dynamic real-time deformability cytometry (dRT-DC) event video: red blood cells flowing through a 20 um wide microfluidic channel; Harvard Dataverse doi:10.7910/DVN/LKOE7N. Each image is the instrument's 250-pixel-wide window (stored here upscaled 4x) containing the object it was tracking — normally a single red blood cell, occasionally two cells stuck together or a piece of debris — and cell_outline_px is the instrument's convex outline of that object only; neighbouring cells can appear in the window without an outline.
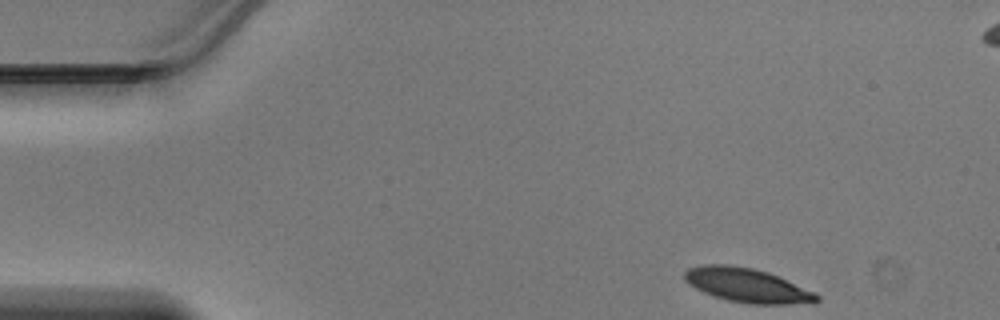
{"species": "Egyptian fruit bat (a non-hibernating species)", "species_latin": "Rousettus aegyptiacus", "temperature_condition": "warm", "stored_images_in_passage": 38, "camera_frame_rate_fps": 3000, "um_per_image_px": 0.085, "animal": {"sex": "male"}, "frame": {"image": 1, "passage_image": 1, "time_ms": 0.0, "image_size_px": [1000, 320], "cell_outline_px": [[820, 300], [816, 304], [748, 304], [728, 300], [704, 292], [688, 284], [684, 280], [684, 272], [688, 268], [704, 264], [728, 264], [752, 268], [768, 272], [816, 292], [820, 296]], "centroid_in_image_um": [63.56, 24.26], "position_along_channel_um": 21.4, "area_um2": 26.53}}
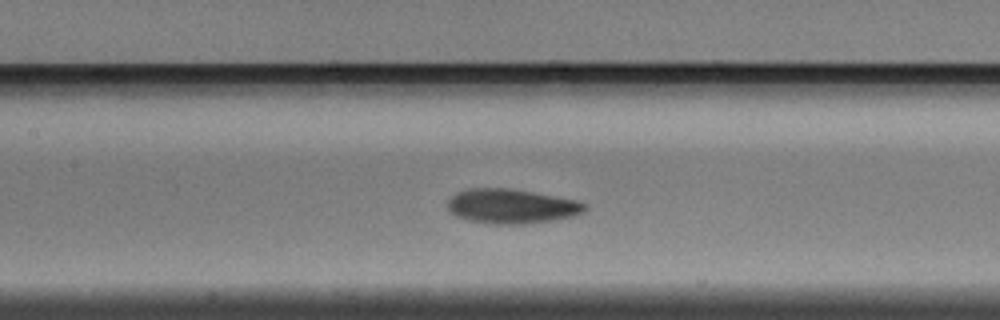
{"frame": {"image": 2, "passage_image": 17, "time_ms": 5.333, "image_size_px": [1000, 320], "cell_outline_px": [[588, 208], [584, 212], [572, 216], [532, 224], [488, 224], [468, 220], [456, 216], [448, 208], [448, 200], [456, 192], [468, 188], [512, 188], [580, 200], [588, 204]], "centroid_in_image_um": [43.52, 17.53], "position_along_channel_um": 163.9, "area_um2": 28.09}}
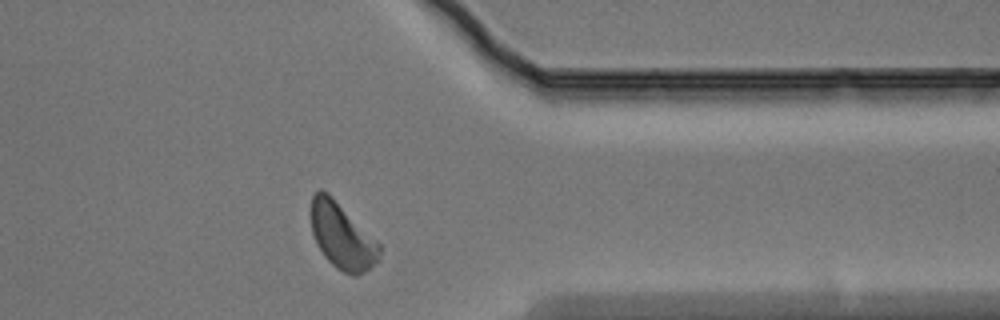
{"frame": {"image": 3, "passage_image": 33, "time_ms": 10.667, "image_size_px": [1000, 320], "cell_outline_px": [[380, 260], [356, 276], [352, 276], [336, 268], [324, 256], [316, 244], [312, 232], [312, 196], [320, 188], [328, 192], [380, 244]], "centroid_in_image_um": [29.07, 20.07], "position_along_channel_um": 382.3, "area_um2": 25.95}}